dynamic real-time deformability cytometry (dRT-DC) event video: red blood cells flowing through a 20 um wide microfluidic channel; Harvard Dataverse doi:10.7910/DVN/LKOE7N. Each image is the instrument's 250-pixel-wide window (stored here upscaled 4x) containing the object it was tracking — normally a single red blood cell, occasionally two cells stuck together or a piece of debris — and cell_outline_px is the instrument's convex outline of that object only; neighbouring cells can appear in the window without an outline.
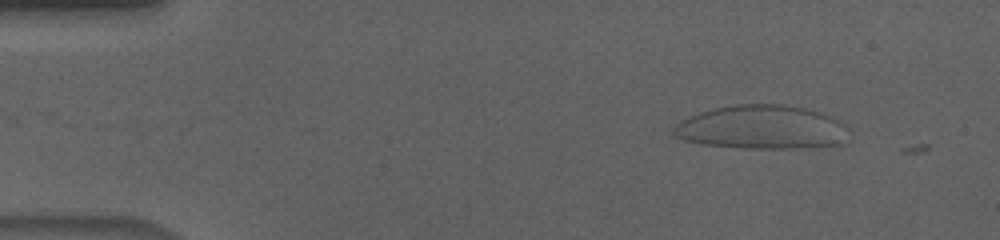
{"species": "human", "species_latin": "Homo sapiens", "temperature_condition": "cold", "stored_images_in_passage": 12, "camera_frame_rate_fps": 3000, "um_per_image_px": 0.085, "donor": {"sex": "male"}, "frame": {"image": 1, "passage_image": 3, "time_ms": 0.667, "image_size_px": [1000, 240], "cell_outline_px": [[848, 144], [800, 148], [744, 148], [704, 144], [684, 140], [676, 136], [672, 132], [672, 128], [676, 124], [700, 112], [716, 108], [736, 104], [780, 104], [804, 108], [820, 112], [836, 120], [848, 128]], "centroid_in_image_um": [64.81, 10.84], "position_along_channel_um": 20.2, "area_um2": 44.62}}